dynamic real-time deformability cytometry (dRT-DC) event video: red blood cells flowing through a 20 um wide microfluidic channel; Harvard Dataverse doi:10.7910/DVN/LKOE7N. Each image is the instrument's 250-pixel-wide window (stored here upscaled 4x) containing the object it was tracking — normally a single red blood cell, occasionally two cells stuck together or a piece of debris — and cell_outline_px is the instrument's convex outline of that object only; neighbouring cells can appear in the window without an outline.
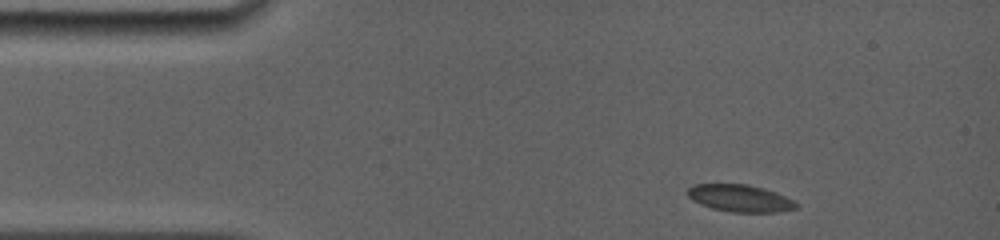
{"species": "common noctule bat (a hibernating species)", "species_latin": "Nyctalus noctula", "temperature_condition": "room temperature", "stored_images_in_passage": 5, "camera_frame_rate_fps": 5000, "um_per_image_px": 0.085, "animal": {"sex": "female", "body_mass_g": 19.0, "forearm_length_mm": 56.7}, "frame": {"image": 1, "passage_image": 1, "time_ms": 0.0, "image_size_px": [1000, 240], "cell_outline_px": [[800, 204], [796, 208], [776, 212], [732, 212], [712, 208], [700, 204], [692, 200], [688, 196], [688, 188], [692, 184], [748, 184], [764, 188], [776, 192]], "centroid_in_image_um": [62.89, 16.84], "position_along_channel_um": 22.1, "area_um2": 17.17}}